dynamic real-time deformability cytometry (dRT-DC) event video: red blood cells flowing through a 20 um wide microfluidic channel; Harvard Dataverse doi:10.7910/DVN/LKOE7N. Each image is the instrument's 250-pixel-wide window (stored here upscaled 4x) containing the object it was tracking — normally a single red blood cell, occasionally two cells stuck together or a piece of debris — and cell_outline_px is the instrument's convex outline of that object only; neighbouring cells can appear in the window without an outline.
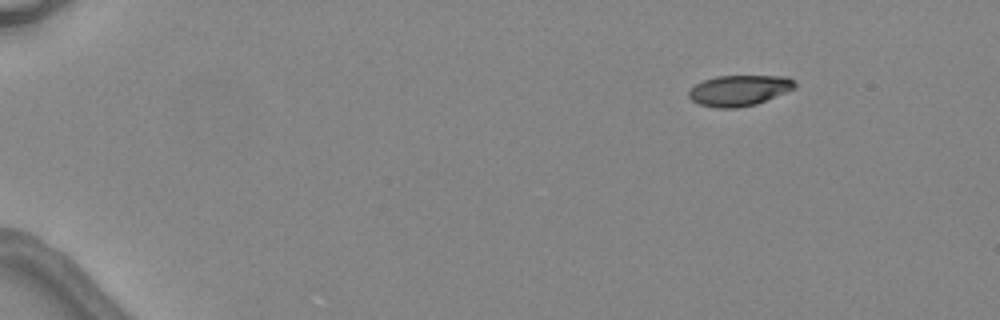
{"species": "common noctule bat (a hibernating species)", "species_latin": "Nyctalus noctula", "temperature_condition": "warm", "stored_images_in_passage": 3, "camera_frame_rate_fps": 3000, "um_per_image_px": 0.085, "animal": {"sex": "female", "body_mass_g": 24.6, "forearm_length_mm": 56.2}, "frame": {"image": 1, "passage_image": 1, "time_ms": 0.0, "image_size_px": [1000, 320], "cell_outline_px": [[796, 88], [756, 104], [736, 108], [716, 108], [700, 104], [692, 100], [688, 96], [688, 88], [704, 80], [716, 76], [788, 76], [796, 84]], "centroid_in_image_um": [62.81, 7.68], "position_along_channel_um": 22.2, "area_um2": 19.02}}
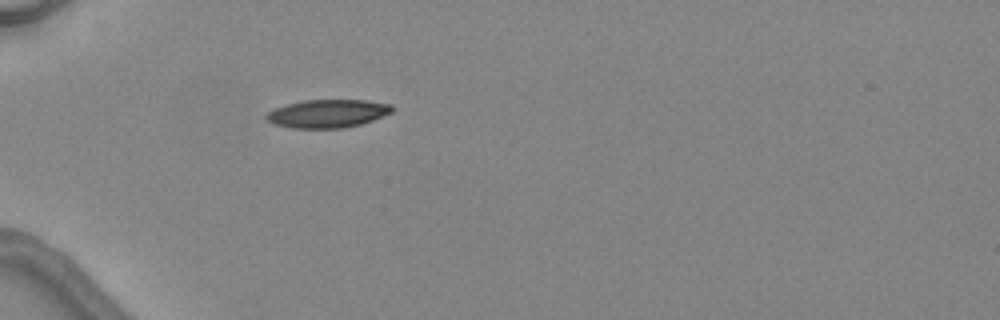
{"frame": {"image": 2, "passage_image": 3, "time_ms": 3.333, "image_size_px": [1000, 320], "cell_outline_px": [[396, 108], [392, 112], [372, 120], [360, 124], [344, 128], [292, 128], [276, 124], [268, 120], [264, 116], [268, 112], [276, 108], [288, 104], [304, 100], [364, 100], [392, 104]], "centroid_in_image_um": [27.89, 9.65], "position_along_channel_um": 57.1, "area_um2": 20.52}}